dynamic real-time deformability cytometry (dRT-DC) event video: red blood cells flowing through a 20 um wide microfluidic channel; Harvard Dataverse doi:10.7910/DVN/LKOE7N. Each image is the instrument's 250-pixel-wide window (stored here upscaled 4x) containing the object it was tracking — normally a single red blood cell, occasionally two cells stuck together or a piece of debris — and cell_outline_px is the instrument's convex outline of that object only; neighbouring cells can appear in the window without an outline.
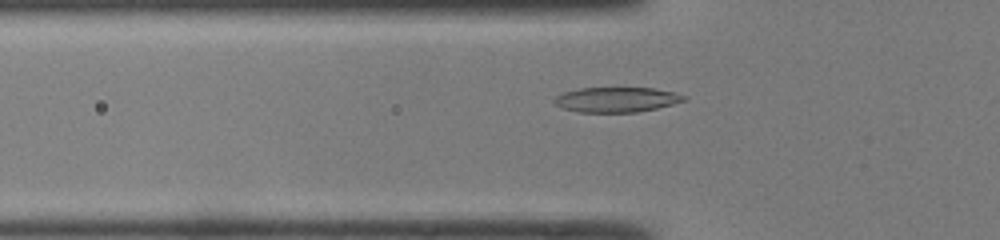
{"species": "common noctule bat (a hibernating species)", "species_latin": "Nyctalus noctula", "temperature_condition": "room temperature", "stored_images_in_passage": 39, "camera_frame_rate_fps": 3000, "um_per_image_px": 0.085, "animal": {"sex": "male", "body_mass_g": 19.0, "forearm_length_mm": 50.8}, "frame": {"image": 1, "passage_image": 8, "time_ms": 2.333, "image_size_px": [1000, 240], "cell_outline_px": [[688, 100], [656, 108], [636, 112], [580, 112], [564, 108], [556, 104], [552, 100], [556, 96], [564, 92], [580, 88], [652, 88], [672, 92], [688, 96]], "centroid_in_image_um": [52.42, 8.46], "position_along_channel_um": 73.4, "area_um2": 18.73}}
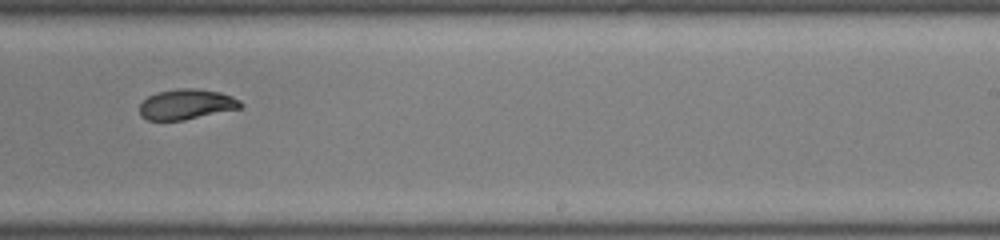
{"frame": {"image": 2, "passage_image": 22, "time_ms": 7.0, "image_size_px": [1000, 240], "cell_outline_px": [[244, 104], [240, 108], [184, 120], [148, 120], [140, 116], [140, 104], [148, 96], [156, 92], [176, 88], [196, 88], [220, 92], [232, 96], [240, 100]], "centroid_in_image_um": [15.84, 8.85], "position_along_channel_um": 273.2, "area_um2": 17.92}}
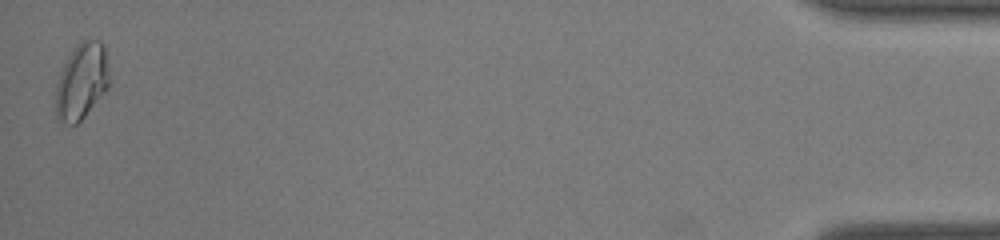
{"frame": {"image": 3, "passage_image": 39, "time_ms": 12.667, "image_size_px": [1000, 240], "cell_outline_px": [[108, 88], [84, 116], [76, 124], [64, 124], [56, 120], [56, 84], [60, 72], [72, 48], [76, 44], [88, 36], [100, 40], [104, 44], [108, 76]], "centroid_in_image_um": [6.91, 6.87], "position_along_channel_um": 428.3, "area_um2": 23.93}, "authors_computed_cell_mechanics": {"area_um2": 18.7272, "velocity_mm_per_s": 4.2859, "shape_relaxation_time_tau1_ms": 3.4623, "shape_relaxation_time_tau2_ms": 2.1169, "deformation_change_tau1": 0.1578, "deformation_change_tau2": 0.0512}}